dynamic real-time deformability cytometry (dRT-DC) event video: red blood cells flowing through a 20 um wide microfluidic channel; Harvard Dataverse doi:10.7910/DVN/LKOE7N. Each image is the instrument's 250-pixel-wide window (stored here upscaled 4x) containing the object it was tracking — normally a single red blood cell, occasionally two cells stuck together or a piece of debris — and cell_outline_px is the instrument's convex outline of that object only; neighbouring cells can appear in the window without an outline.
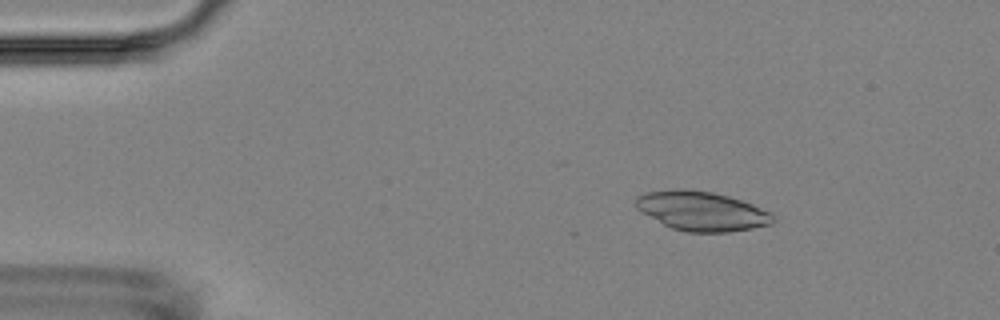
{"species": "Egyptian fruit bat (a non-hibernating species)", "species_latin": "Rousettus aegyptiacus", "temperature_condition": "room temperature", "stored_images_in_passage": 3, "camera_frame_rate_fps": 3000, "um_per_image_px": 0.085, "animal": {"sex": "female"}, "frame": {"image": 1, "passage_image": 1, "time_ms": 0.0, "image_size_px": [1000, 320], "cell_outline_px": [[776, 220], [772, 224], [752, 228], [728, 232], [684, 232], [672, 228], [664, 224], [636, 208], [636, 196], [648, 192], [676, 188], [684, 188], [712, 192], [728, 196], [752, 204], [772, 212], [776, 216]], "centroid_in_image_um": [59.69, 17.94], "position_along_channel_um": 25.3, "area_um2": 31.5}}